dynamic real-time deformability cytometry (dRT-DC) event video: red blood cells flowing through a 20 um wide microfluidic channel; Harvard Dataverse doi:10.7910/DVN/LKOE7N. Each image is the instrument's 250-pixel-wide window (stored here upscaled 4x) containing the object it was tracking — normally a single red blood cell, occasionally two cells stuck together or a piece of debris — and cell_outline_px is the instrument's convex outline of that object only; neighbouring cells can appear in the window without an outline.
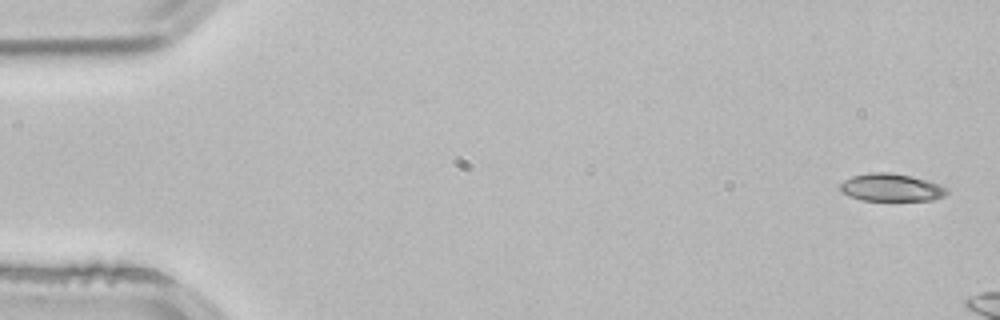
{"species": "common noctule bat (a hibernating species)", "species_latin": "Nyctalus noctula", "temperature_condition": "room temperature", "stored_images_in_passage": 2, "camera_frame_rate_fps": 3000, "um_per_image_px": 0.085, "animal": {"sex": "male", "body_mass_g": 21.5, "forearm_length_mm": 52.0}, "frame": {"image": 1, "passage_image": 1, "time_ms": 0.0, "image_size_px": [1000, 320], "cell_outline_px": [[948, 192], [944, 196], [932, 200], [860, 200], [848, 196], [840, 192], [840, 184], [844, 180], [852, 176], [868, 172], [888, 172], [912, 176], [940, 184], [948, 188]], "centroid_in_image_um": [75.73, 15.93], "position_along_channel_um": 9.3, "area_um2": 17.34}}